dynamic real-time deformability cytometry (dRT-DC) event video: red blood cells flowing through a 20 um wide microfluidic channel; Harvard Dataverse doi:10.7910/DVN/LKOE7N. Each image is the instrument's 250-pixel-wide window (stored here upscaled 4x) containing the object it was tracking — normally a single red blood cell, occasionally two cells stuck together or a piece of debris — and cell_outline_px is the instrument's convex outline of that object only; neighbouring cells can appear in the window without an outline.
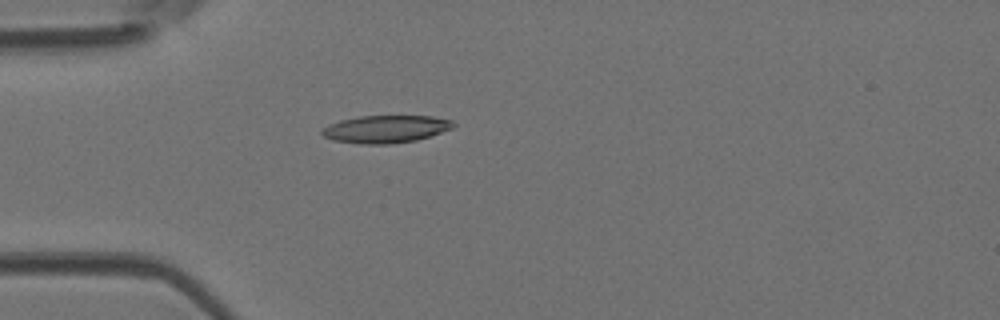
{"species": "Egyptian fruit bat (a non-hibernating species)", "species_latin": "Rousettus aegyptiacus", "temperature_condition": "room temperature", "stored_images_in_passage": 1, "camera_frame_rate_fps": 3000, "um_per_image_px": 0.085, "animal": {"sex": "female"}, "frame": {"image": 1, "passage_image": 1, "time_ms": 0.0, "image_size_px": [1000, 320], "cell_outline_px": [[456, 124], [452, 128], [416, 140], [388, 144], [360, 144], [332, 140], [324, 136], [320, 132], [328, 124], [340, 120], [360, 116], [432, 116], [452, 120]], "centroid_in_image_um": [32.76, 10.97], "position_along_channel_um": 52.2, "area_um2": 20.98}}